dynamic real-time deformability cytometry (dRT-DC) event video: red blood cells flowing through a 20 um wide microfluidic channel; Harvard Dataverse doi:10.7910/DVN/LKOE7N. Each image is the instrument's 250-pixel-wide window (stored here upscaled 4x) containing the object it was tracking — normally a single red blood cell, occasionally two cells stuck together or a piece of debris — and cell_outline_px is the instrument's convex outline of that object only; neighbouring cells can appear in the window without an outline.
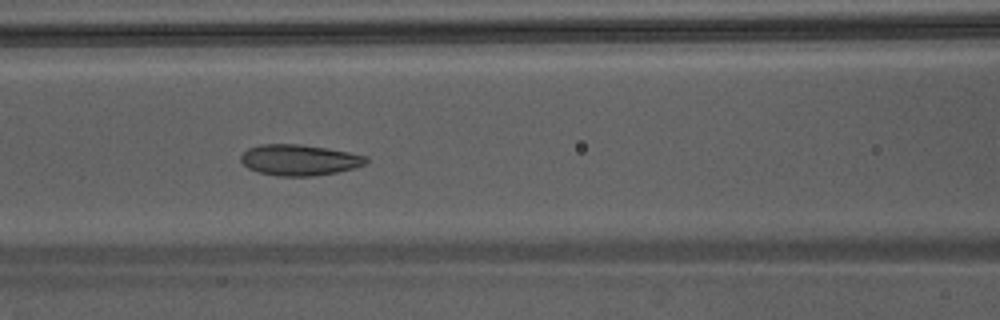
{"species": "Egyptian fruit bat (a non-hibernating species)", "species_latin": "Rousettus aegyptiacus", "temperature_condition": "warm", "stored_images_in_passage": 49, "camera_frame_rate_fps": 3000, "um_per_image_px": 0.085, "animal": {"sex": "male"}, "frame": {"image": 1, "passage_image": 23, "time_ms": 7.333, "image_size_px": [1000, 320], "cell_outline_px": [[368, 160], [364, 164], [352, 168], [336, 172], [312, 176], [276, 176], [260, 172], [248, 168], [240, 160], [240, 156], [248, 148], [264, 144], [296, 144], [328, 148], [368, 156]], "centroid_in_image_um": [25.43, 13.59], "position_along_channel_um": 141.2, "area_um2": 22.37}}
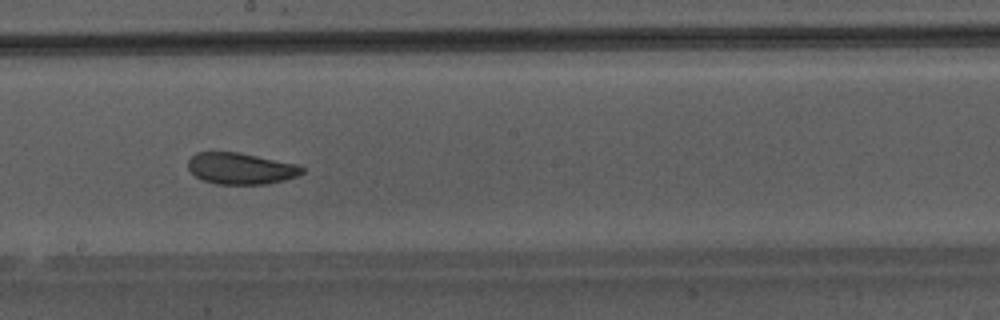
{"frame": {"image": 2, "passage_image": 29, "time_ms": 9.333, "image_size_px": [1000, 320], "cell_outline_px": [[304, 172], [300, 176], [268, 184], [216, 184], [204, 180], [196, 176], [188, 168], [188, 160], [196, 152], [240, 152], [296, 164], [304, 168]], "centroid_in_image_um": [20.49, 14.32], "position_along_channel_um": 227.7, "area_um2": 20.92}}
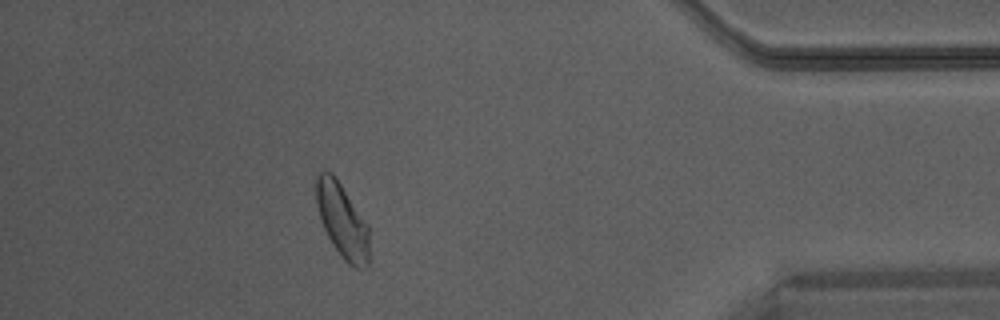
{"frame": {"image": 3, "passage_image": 44, "time_ms": 14.333, "image_size_px": [1000, 320], "cell_outline_px": [[368, 268], [356, 268], [348, 264], [340, 256], [332, 244], [320, 220], [316, 204], [316, 176], [324, 168], [332, 172], [368, 224]], "centroid_in_image_um": [29.07, 18.74], "position_along_channel_um": 406.1, "area_um2": 23.06}}